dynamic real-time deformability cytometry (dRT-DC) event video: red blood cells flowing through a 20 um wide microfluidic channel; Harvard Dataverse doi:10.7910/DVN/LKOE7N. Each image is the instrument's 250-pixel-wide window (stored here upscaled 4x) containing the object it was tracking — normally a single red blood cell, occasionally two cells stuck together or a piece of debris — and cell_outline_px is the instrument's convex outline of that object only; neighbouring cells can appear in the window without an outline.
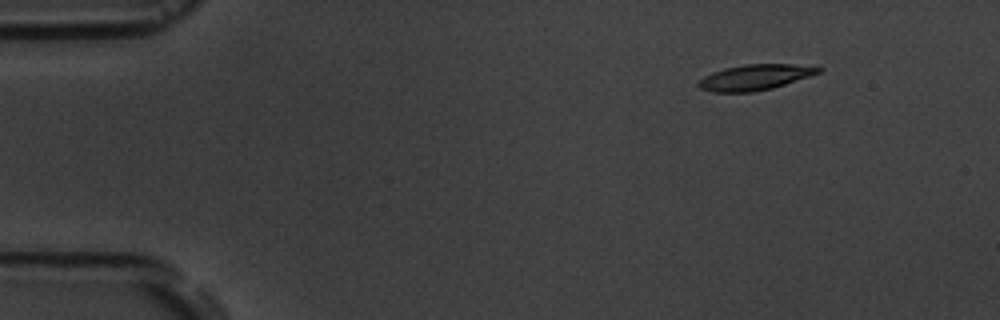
{"species": "common noctule bat (a hibernating species)", "species_latin": "Nyctalus noctula", "temperature_condition": "room temperature", "stored_images_in_passage": 14, "camera_frame_rate_fps": 3000, "um_per_image_px": 0.085, "animal": {"sex": "male", "body_mass_g": 19.5, "forearm_length_mm": 54.6}, "frame": {"image": 1, "passage_image": 3, "time_ms": 2.0, "image_size_px": [1000, 320], "cell_outline_px": [[824, 68], [820, 72], [772, 88], [752, 92], [712, 92], [700, 88], [696, 84], [704, 76], [712, 72], [724, 68], [744, 64], [792, 64]], "centroid_in_image_um": [64.12, 6.57], "position_along_channel_um": 20.9, "area_um2": 17.69}}
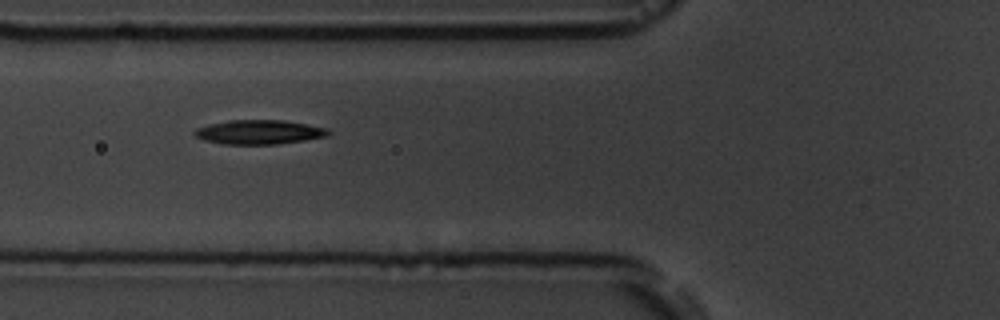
{"frame": {"image": 2, "passage_image": 7, "time_ms": 6.667, "image_size_px": [1000, 320], "cell_outline_px": [[332, 132], [328, 136], [304, 140], [276, 144], [220, 144], [204, 140], [196, 136], [192, 132], [196, 128], [208, 124], [228, 120], [284, 120], [328, 128]], "centroid_in_image_um": [22.02, 11.22], "position_along_channel_um": 103.8, "area_um2": 19.02}}
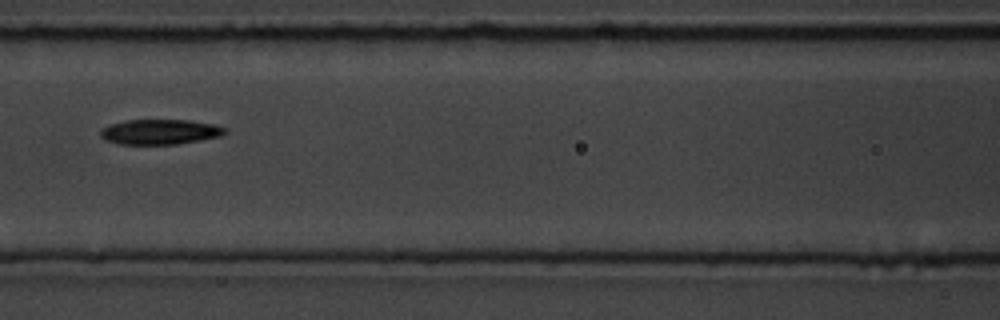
{"frame": {"image": 3, "passage_image": 8, "time_ms": 8.0, "image_size_px": [1000, 320], "cell_outline_px": [[228, 132], [220, 136], [200, 140], [176, 144], [120, 144], [104, 140], [100, 136], [100, 128], [124, 120], [188, 120], [212, 124], [228, 128]], "centroid_in_image_um": [13.58, 11.21], "position_along_channel_um": 153.0, "area_um2": 18.26}, "authors_computed_cell_mechanics": {"area_um2": 18.4093, "velocity_mm_per_s": 3.6747, "shape_relaxation_time_tau1_ms": 3.873, "shape_relaxation_time_tau2_ms": null, "deformation_change_tau1": 0.1384, "deformation_change_tau2": null}}